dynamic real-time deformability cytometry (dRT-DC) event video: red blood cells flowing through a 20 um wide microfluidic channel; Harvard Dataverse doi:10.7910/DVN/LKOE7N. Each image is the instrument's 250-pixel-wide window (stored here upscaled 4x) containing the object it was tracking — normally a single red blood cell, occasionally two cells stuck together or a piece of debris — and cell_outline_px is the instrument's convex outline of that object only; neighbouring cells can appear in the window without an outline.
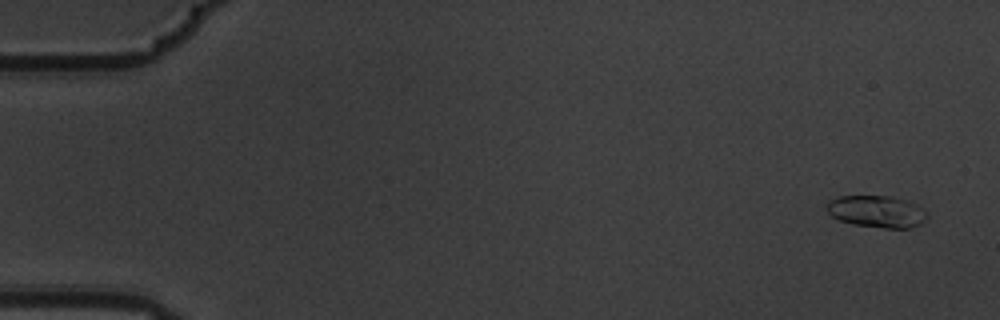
{"species": "common noctule bat (a hibernating species)", "species_latin": "Nyctalus noctula", "temperature_condition": "warm", "stored_images_in_passage": 15, "camera_frame_rate_fps": 3000, "um_per_image_px": 0.085, "animal": {"sex": "male", "body_mass_g": 19.5, "forearm_length_mm": 54.6}, "frame": {"image": 1, "passage_image": 1, "time_ms": 0.0, "image_size_px": [1000, 320], "cell_outline_px": [[928, 216], [920, 224], [908, 228], [884, 228], [852, 224], [840, 220], [832, 216], [828, 212], [828, 200], [840, 196], [892, 196], [916, 204], [924, 208], [928, 212]], "centroid_in_image_um": [74.55, 17.98], "position_along_channel_um": 10.4, "area_um2": 18.67}}
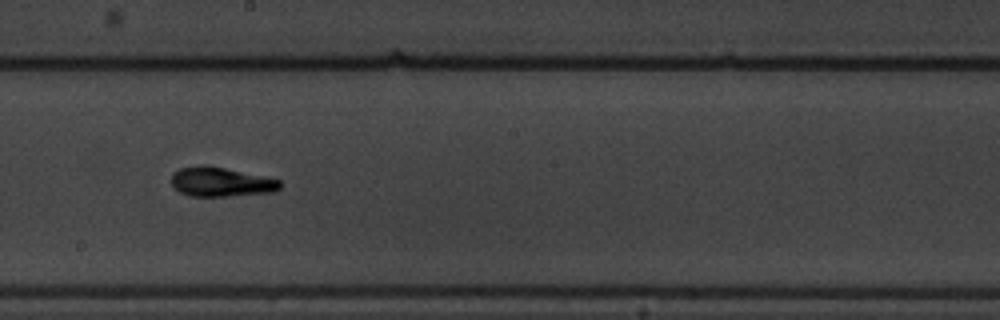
{"frame": {"image": 2, "passage_image": 9, "time_ms": 2.667, "image_size_px": [1000, 320], "cell_outline_px": [[280, 188], [276, 192], [228, 196], [188, 196], [180, 192], [172, 184], [172, 172], [180, 168], [200, 164], [204, 164], [224, 168], [280, 180]], "centroid_in_image_um": [18.75, 15.46], "position_along_channel_um": 229.5, "area_um2": 18.55}}
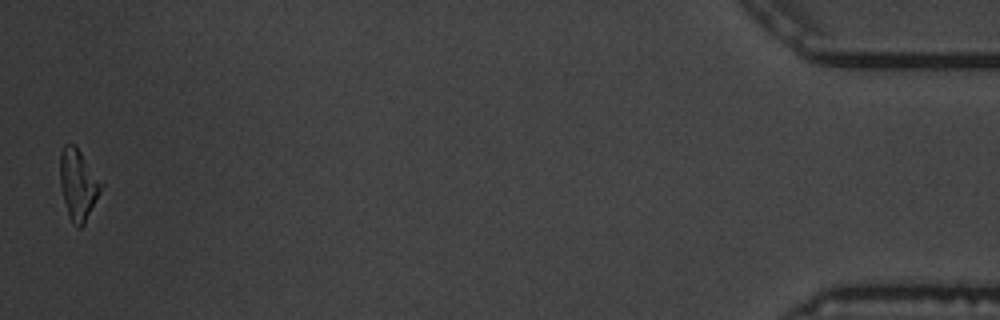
{"frame": {"image": 3, "passage_image": 15, "time_ms": 4.667, "image_size_px": [1000, 320], "cell_outline_px": [[104, 184], [84, 224], [80, 228], [76, 228], [72, 224], [68, 216], [60, 184], [60, 152], [64, 144], [76, 144]], "centroid_in_image_um": [6.64, 15.66], "position_along_channel_um": 428.6, "area_um2": 17.11}}